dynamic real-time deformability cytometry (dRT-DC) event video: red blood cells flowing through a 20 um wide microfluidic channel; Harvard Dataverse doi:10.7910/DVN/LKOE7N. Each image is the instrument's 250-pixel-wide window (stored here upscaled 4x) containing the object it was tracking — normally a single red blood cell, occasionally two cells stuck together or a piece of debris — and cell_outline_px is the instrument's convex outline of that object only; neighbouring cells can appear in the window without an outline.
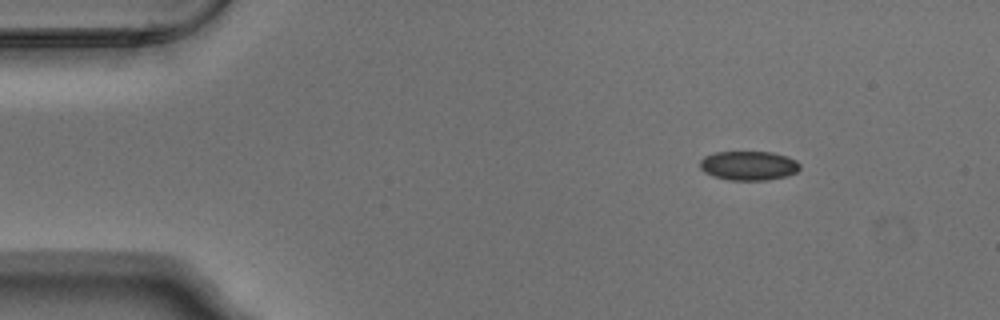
{"species": "Egyptian fruit bat (a non-hibernating species)", "species_latin": "Rousettus aegyptiacus", "temperature_condition": "warm", "stored_images_in_passage": 4, "camera_frame_rate_fps": 3000, "um_per_image_px": 0.085, "animal": {"sex": "male"}, "frame": {"image": 1, "passage_image": 1, "time_ms": 0.0, "image_size_px": [1000, 320], "cell_outline_px": [[800, 168], [796, 172], [784, 176], [768, 180], [728, 180], [712, 176], [704, 172], [700, 168], [700, 160], [704, 156], [716, 152], [772, 152], [788, 156], [796, 160], [800, 164]], "centroid_in_image_um": [63.62, 14.07], "position_along_channel_um": 21.4, "area_um2": 17.11}}
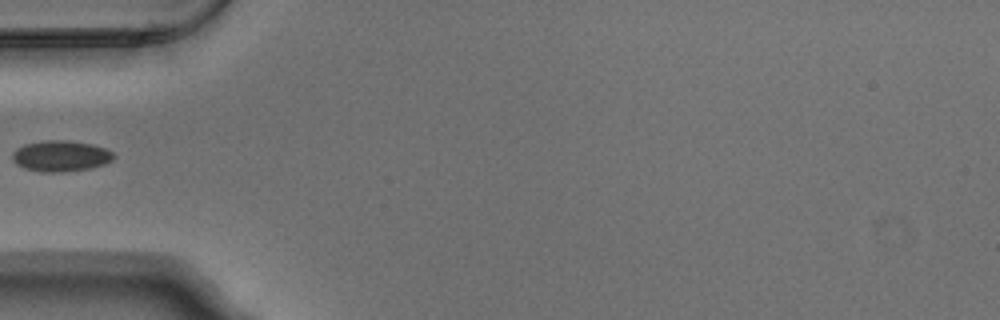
{"frame": {"image": 2, "passage_image": 4, "time_ms": 1.0, "image_size_px": [1000, 320], "cell_outline_px": [[116, 156], [112, 160], [104, 164], [88, 168], [64, 172], [40, 172], [24, 168], [16, 164], [12, 160], [12, 152], [16, 148], [24, 144], [44, 140], [64, 140], [92, 144], [104, 148], [112, 152]], "centroid_in_image_um": [5.12, 13.26], "position_along_channel_um": 79.9, "area_um2": 18.32}}